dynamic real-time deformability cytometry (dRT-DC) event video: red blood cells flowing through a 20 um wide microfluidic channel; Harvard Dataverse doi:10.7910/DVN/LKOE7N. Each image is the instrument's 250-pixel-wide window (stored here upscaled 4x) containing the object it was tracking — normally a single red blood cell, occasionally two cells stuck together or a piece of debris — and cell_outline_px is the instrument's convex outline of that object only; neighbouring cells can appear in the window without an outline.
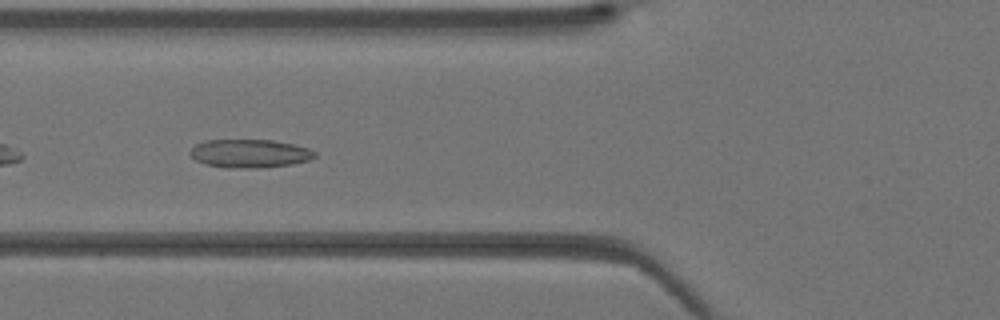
{"species": "Egyptian fruit bat (a non-hibernating species)", "species_latin": "Rousettus aegyptiacus", "temperature_condition": "warm", "stored_images_in_passage": 15, "camera_frame_rate_fps": 3000, "um_per_image_px": 0.085, "animal": {"sex": "female"}, "frame": {"image": 1, "passage_image": 9, "time_ms": 2.667, "image_size_px": [1000, 320], "cell_outline_px": [[316, 156], [308, 160], [292, 164], [256, 168], [228, 168], [208, 164], [196, 160], [188, 152], [196, 144], [204, 140], [272, 140], [292, 144], [308, 148], [316, 152]], "centroid_in_image_um": [21.22, 13.04], "position_along_channel_um": 104.6, "area_um2": 20.46}}